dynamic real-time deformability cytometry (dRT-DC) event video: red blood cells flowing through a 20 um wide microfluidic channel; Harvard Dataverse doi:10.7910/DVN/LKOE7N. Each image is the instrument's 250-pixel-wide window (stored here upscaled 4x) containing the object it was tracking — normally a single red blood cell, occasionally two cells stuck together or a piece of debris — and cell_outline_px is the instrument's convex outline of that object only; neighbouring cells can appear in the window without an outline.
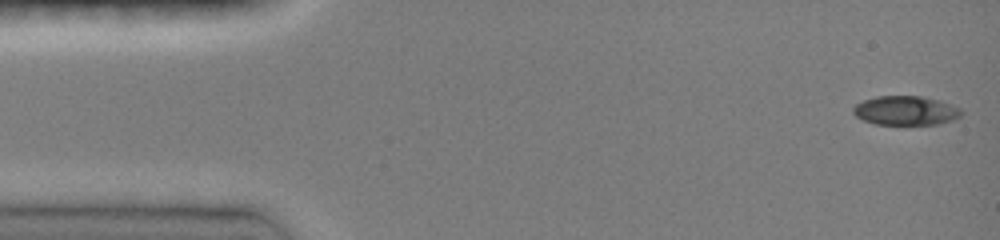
{"species": "common noctule bat (a hibernating species)", "species_latin": "Nyctalus noctula", "temperature_condition": "room temperature", "stored_images_in_passage": 37, "camera_frame_rate_fps": 3000, "um_per_image_px": 0.085, "animal": {"sex": "female", "body_mass_g": 19.0, "forearm_length_mm": 51.5}, "frame": {"image": 1, "passage_image": 1, "time_ms": 0.0, "image_size_px": [1000, 240], "cell_outline_px": [[964, 112], [960, 116], [952, 120], [936, 124], [876, 124], [864, 120], [856, 116], [852, 112], [852, 108], [856, 104], [864, 100], [876, 96], [924, 96], [940, 100], [960, 108]], "centroid_in_image_um": [76.99, 9.39], "position_along_channel_um": 8.0, "area_um2": 18.38}}
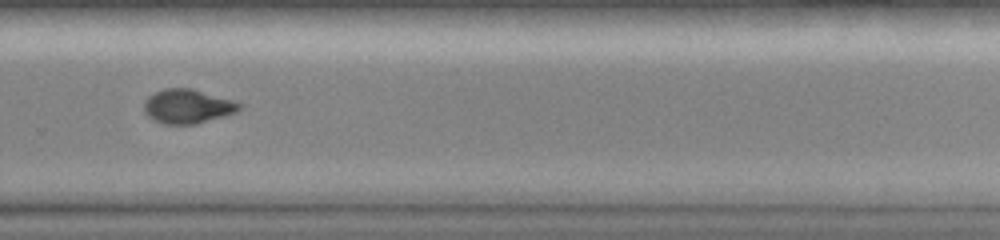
{"frame": {"image": 2, "passage_image": 25, "time_ms": 10.333, "image_size_px": [1000, 240], "cell_outline_px": [[240, 108], [236, 112], [224, 116], [196, 124], [164, 124], [148, 116], [144, 112], [144, 100], [148, 96], [164, 88], [192, 88], [232, 100], [240, 104]], "centroid_in_image_um": [15.91, 9.03], "position_along_channel_um": 313.9, "area_um2": 18.84}}
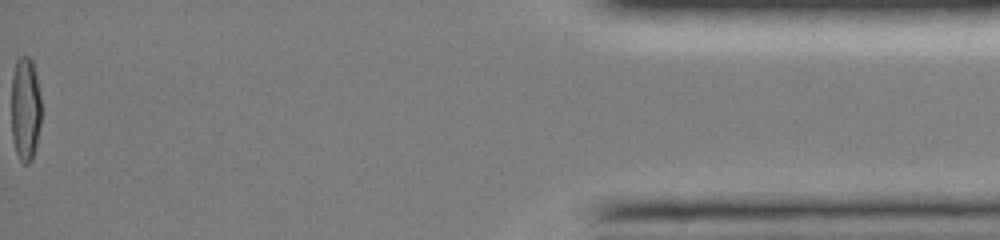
{"frame": {"image": 3, "passage_image": 37, "time_ms": 15.333, "image_size_px": [1000, 240], "cell_outline_px": [[40, 124], [36, 144], [32, 160], [28, 164], [24, 164], [20, 160], [16, 152], [12, 136], [12, 72], [16, 60], [20, 56], [28, 56], [32, 60], [36, 72], [40, 96]], "centroid_in_image_um": [2.15, 9.23], "position_along_channel_um": 433.1, "area_um2": 18.21}, "authors_computed_cell_mechanics": {"area_um2": 19.1318, "velocity_mm_per_s": 4.09, "shape_relaxation_time_tau1_ms": 8.0512, "shape_relaxation_time_tau2_ms": 1.9687, "deformation_change_tau1": 0.2491, "deformation_change_tau2": 0.051}}